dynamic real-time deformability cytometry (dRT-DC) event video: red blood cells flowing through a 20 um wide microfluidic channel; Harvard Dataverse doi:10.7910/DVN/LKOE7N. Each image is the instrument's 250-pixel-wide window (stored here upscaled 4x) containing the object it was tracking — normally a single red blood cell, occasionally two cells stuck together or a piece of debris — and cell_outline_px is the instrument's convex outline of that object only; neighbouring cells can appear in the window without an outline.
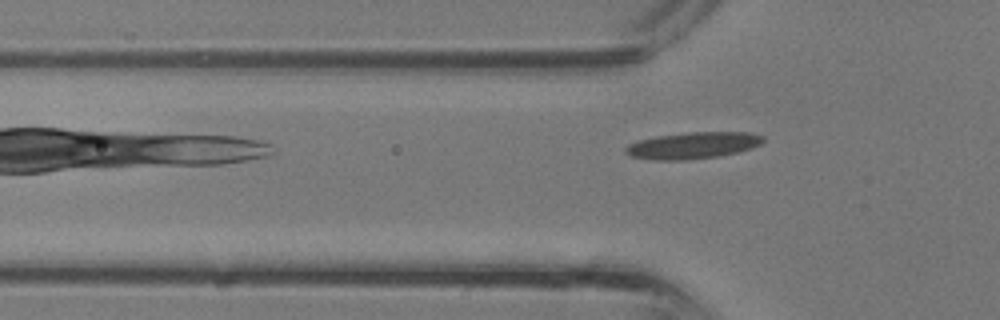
{"species": "common noctule bat (a hibernating species)", "species_latin": "Nyctalus noctula", "temperature_condition": "room temperature", "stored_images_in_passage": 5, "camera_frame_rate_fps": 3000, "um_per_image_px": 0.085, "animal": {"sex": "male", "body_mass_g": 13.3}, "frame": {"image": 1, "passage_image": 5, "time_ms": 1.333, "image_size_px": [1000, 320], "cell_outline_px": [[764, 140], [760, 144], [752, 148], [720, 156], [684, 160], [652, 160], [632, 156], [624, 152], [624, 148], [628, 144], [640, 140], [656, 136], [692, 132], [748, 132], [764, 136]], "centroid_in_image_um": [58.89, 12.36], "position_along_channel_um": 66.9, "area_um2": 21.27}}